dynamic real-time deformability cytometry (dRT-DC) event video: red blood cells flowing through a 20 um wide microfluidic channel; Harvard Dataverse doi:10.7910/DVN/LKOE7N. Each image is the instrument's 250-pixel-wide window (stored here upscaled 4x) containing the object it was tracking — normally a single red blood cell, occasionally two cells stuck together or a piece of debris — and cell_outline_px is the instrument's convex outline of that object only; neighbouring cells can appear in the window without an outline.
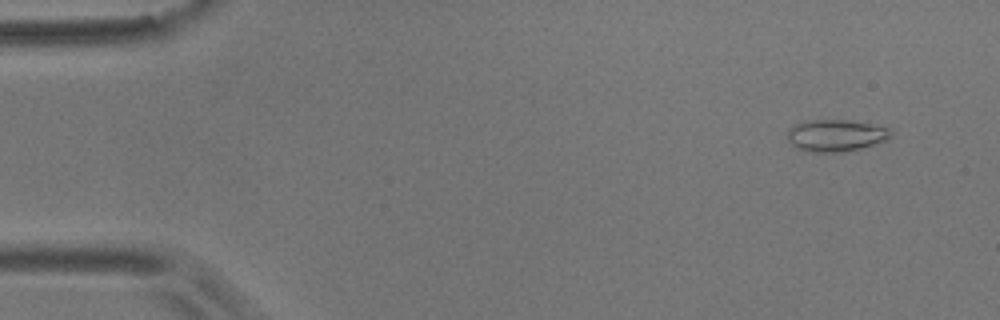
{"species": "common noctule bat (a hibernating species)", "species_latin": "Nyctalus noctula", "temperature_condition": "room temperature", "stored_images_in_passage": 4, "camera_frame_rate_fps": 3000, "um_per_image_px": 0.085, "animal": {"sex": "male", "body_mass_g": 17.9}, "frame": {"image": 1, "passage_image": 1, "time_ms": 0.0, "image_size_px": [1000, 320], "cell_outline_px": [[892, 136], [888, 140], [860, 148], [844, 152], [808, 152], [796, 148], [788, 140], [788, 128], [804, 120], [844, 120], [868, 124], [888, 128], [892, 132]], "centroid_in_image_um": [71.02, 11.52], "position_along_channel_um": 14.0, "area_um2": 19.19}}